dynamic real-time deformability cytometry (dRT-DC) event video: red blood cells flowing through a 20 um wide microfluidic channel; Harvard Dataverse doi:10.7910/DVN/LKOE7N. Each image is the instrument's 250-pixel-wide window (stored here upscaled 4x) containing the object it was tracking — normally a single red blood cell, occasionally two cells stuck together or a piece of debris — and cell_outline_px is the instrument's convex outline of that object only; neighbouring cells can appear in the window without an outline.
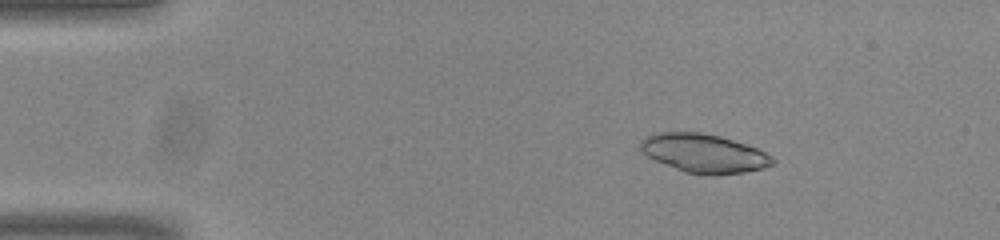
{"species": "common noctule bat (a hibernating species)", "species_latin": "Nyctalus noctula", "temperature_condition": "room temperature", "stored_images_in_passage": 52, "camera_frame_rate_fps": 3000, "um_per_image_px": 0.085, "animal": {"sex": "male", "body_mass_g": 20.0, "forearm_length_mm": 53.3}, "frame": {"image": 1, "passage_image": 7, "time_ms": 2.0, "image_size_px": [1000, 240], "cell_outline_px": [[776, 164], [764, 168], [744, 172], [684, 172], [656, 160], [648, 156], [640, 148], [640, 140], [644, 136], [660, 132], [700, 132], [720, 136], [756, 148], [772, 156], [776, 160]], "centroid_in_image_um": [59.83, 12.99], "position_along_channel_um": 25.2, "area_um2": 28.96}}